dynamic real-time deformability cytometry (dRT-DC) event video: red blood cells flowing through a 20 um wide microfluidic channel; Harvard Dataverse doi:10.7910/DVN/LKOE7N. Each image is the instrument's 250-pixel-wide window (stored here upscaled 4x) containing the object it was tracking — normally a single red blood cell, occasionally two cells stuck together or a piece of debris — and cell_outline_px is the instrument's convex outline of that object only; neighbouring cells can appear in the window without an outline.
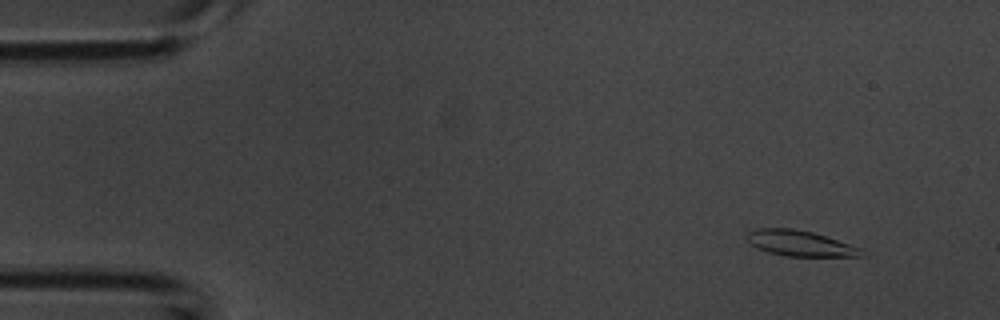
{"species": "common noctule bat (a hibernating species)", "species_latin": "Nyctalus noctula", "temperature_condition": "room temperature", "stored_images_in_passage": 54, "camera_frame_rate_fps": 3000, "um_per_image_px": 0.085, "animal": {"sex": "male", "body_mass_g": 20.1, "forearm_length_mm": 53.5}, "frame": {"image": 1, "passage_image": 5, "time_ms": 1.333, "image_size_px": [1000, 320], "cell_outline_px": [[868, 256], [788, 256], [768, 252], [756, 248], [744, 236], [748, 232], [756, 228], [792, 228], [812, 232], [864, 248], [868, 252]], "centroid_in_image_um": [68.07, 20.69], "position_along_channel_um": 16.9, "area_um2": 17.34}}
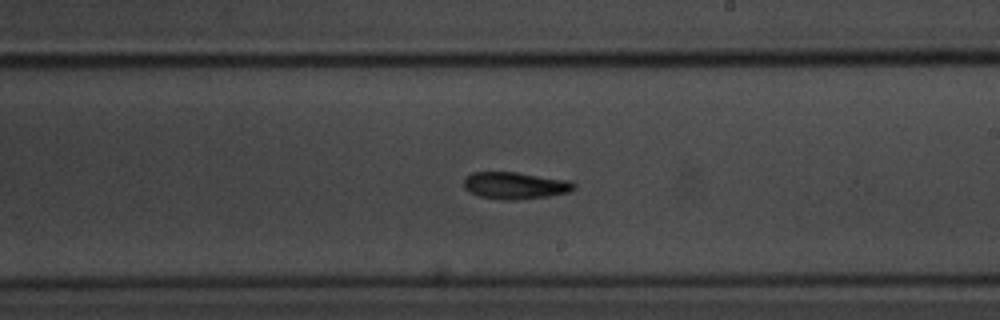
{"frame": {"image": 2, "passage_image": 31, "time_ms": 10.0, "image_size_px": [1000, 320], "cell_outline_px": [[576, 188], [568, 192], [548, 196], [512, 200], [504, 200], [480, 196], [468, 192], [464, 188], [464, 176], [472, 172], [516, 172], [572, 180], [576, 184]], "centroid_in_image_um": [43.79, 15.75], "position_along_channel_um": 245.2, "area_um2": 17.51}}
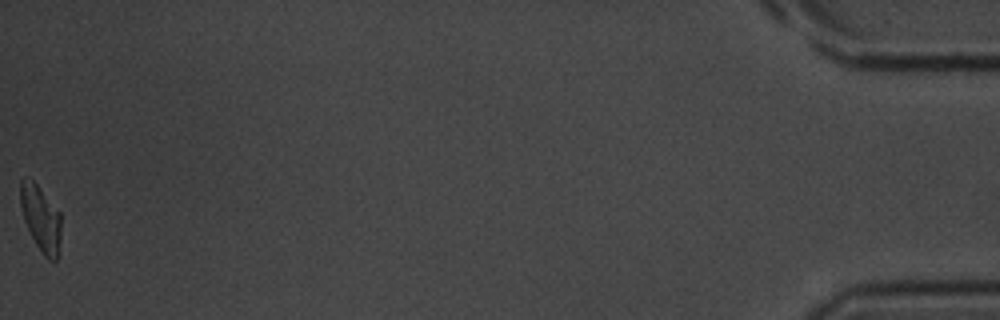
{"frame": {"image": 3, "passage_image": 54, "time_ms": 17.667, "image_size_px": [1000, 320], "cell_outline_px": [[60, 240], [56, 260], [48, 260], [44, 256], [36, 244], [24, 220], [20, 204], [20, 180], [24, 176], [28, 176], [36, 184], [60, 212]], "centroid_in_image_um": [3.45, 18.53], "position_along_channel_um": 431.8, "area_um2": 15.43}, "authors_computed_cell_mechanics": {"area_um2": 17.2822, "velocity_mm_per_s": 3.7338, "shape_relaxation_time_tau1_ms": 6.2251, "shape_relaxation_time_tau2_ms": 5.9543, "deformation_change_tau1": 0.1633, "deformation_change_tau2": 0.1363}}